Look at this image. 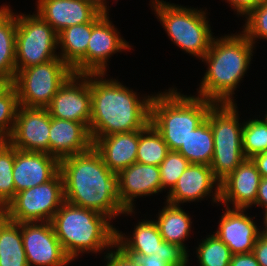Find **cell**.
Wrapping results in <instances>:
<instances>
[{
  "instance_id": "obj_1",
  "label": "cell",
  "mask_w": 267,
  "mask_h": 266,
  "mask_svg": "<svg viewBox=\"0 0 267 266\" xmlns=\"http://www.w3.org/2000/svg\"><path fill=\"white\" fill-rule=\"evenodd\" d=\"M63 178L64 199L77 207L92 209L115 219L126 211L118 198L117 174L105 165L100 153L92 146L88 151L59 161Z\"/></svg>"
},
{
  "instance_id": "obj_2",
  "label": "cell",
  "mask_w": 267,
  "mask_h": 266,
  "mask_svg": "<svg viewBox=\"0 0 267 266\" xmlns=\"http://www.w3.org/2000/svg\"><path fill=\"white\" fill-rule=\"evenodd\" d=\"M105 75L90 74L89 133L93 143L101 136L142 130L150 123L153 95L138 96L118 80L103 78Z\"/></svg>"
},
{
  "instance_id": "obj_3",
  "label": "cell",
  "mask_w": 267,
  "mask_h": 266,
  "mask_svg": "<svg viewBox=\"0 0 267 266\" xmlns=\"http://www.w3.org/2000/svg\"><path fill=\"white\" fill-rule=\"evenodd\" d=\"M255 46L241 32L213 38L201 59L208 65L197 96L215 104L235 103L234 91L249 69Z\"/></svg>"
},
{
  "instance_id": "obj_4",
  "label": "cell",
  "mask_w": 267,
  "mask_h": 266,
  "mask_svg": "<svg viewBox=\"0 0 267 266\" xmlns=\"http://www.w3.org/2000/svg\"><path fill=\"white\" fill-rule=\"evenodd\" d=\"M110 221L98 211L65 201L51 223L65 254L75 261L80 253H102L115 244L116 228Z\"/></svg>"
},
{
  "instance_id": "obj_5",
  "label": "cell",
  "mask_w": 267,
  "mask_h": 266,
  "mask_svg": "<svg viewBox=\"0 0 267 266\" xmlns=\"http://www.w3.org/2000/svg\"><path fill=\"white\" fill-rule=\"evenodd\" d=\"M215 103L199 96H187L171 87L153 94L150 123L162 135L169 151H177L191 131L202 124Z\"/></svg>"
},
{
  "instance_id": "obj_6",
  "label": "cell",
  "mask_w": 267,
  "mask_h": 266,
  "mask_svg": "<svg viewBox=\"0 0 267 266\" xmlns=\"http://www.w3.org/2000/svg\"><path fill=\"white\" fill-rule=\"evenodd\" d=\"M151 7L174 45L202 59L210 48L213 34L207 9H195L163 0H152Z\"/></svg>"
},
{
  "instance_id": "obj_7",
  "label": "cell",
  "mask_w": 267,
  "mask_h": 266,
  "mask_svg": "<svg viewBox=\"0 0 267 266\" xmlns=\"http://www.w3.org/2000/svg\"><path fill=\"white\" fill-rule=\"evenodd\" d=\"M237 104H214L206 119L212 128L214 154L210 167L221 182L245 159L242 148L243 124L239 122Z\"/></svg>"
},
{
  "instance_id": "obj_8",
  "label": "cell",
  "mask_w": 267,
  "mask_h": 266,
  "mask_svg": "<svg viewBox=\"0 0 267 266\" xmlns=\"http://www.w3.org/2000/svg\"><path fill=\"white\" fill-rule=\"evenodd\" d=\"M73 73L72 68L60 57L17 71L12 85L17 91L19 104L47 108Z\"/></svg>"
},
{
  "instance_id": "obj_9",
  "label": "cell",
  "mask_w": 267,
  "mask_h": 266,
  "mask_svg": "<svg viewBox=\"0 0 267 266\" xmlns=\"http://www.w3.org/2000/svg\"><path fill=\"white\" fill-rule=\"evenodd\" d=\"M16 16V72L59 57L58 33L37 12Z\"/></svg>"
},
{
  "instance_id": "obj_10",
  "label": "cell",
  "mask_w": 267,
  "mask_h": 266,
  "mask_svg": "<svg viewBox=\"0 0 267 266\" xmlns=\"http://www.w3.org/2000/svg\"><path fill=\"white\" fill-rule=\"evenodd\" d=\"M64 202L63 178L58 172L48 182L16 193L2 212L17 223L51 222Z\"/></svg>"
},
{
  "instance_id": "obj_11",
  "label": "cell",
  "mask_w": 267,
  "mask_h": 266,
  "mask_svg": "<svg viewBox=\"0 0 267 266\" xmlns=\"http://www.w3.org/2000/svg\"><path fill=\"white\" fill-rule=\"evenodd\" d=\"M47 109L53 118L83 123L89 129L90 74L73 73L59 88Z\"/></svg>"
},
{
  "instance_id": "obj_12",
  "label": "cell",
  "mask_w": 267,
  "mask_h": 266,
  "mask_svg": "<svg viewBox=\"0 0 267 266\" xmlns=\"http://www.w3.org/2000/svg\"><path fill=\"white\" fill-rule=\"evenodd\" d=\"M21 235L29 266H67L72 262L51 222L21 223Z\"/></svg>"
},
{
  "instance_id": "obj_13",
  "label": "cell",
  "mask_w": 267,
  "mask_h": 266,
  "mask_svg": "<svg viewBox=\"0 0 267 266\" xmlns=\"http://www.w3.org/2000/svg\"><path fill=\"white\" fill-rule=\"evenodd\" d=\"M126 50H131L129 42L121 37L109 14L100 12L92 20V33L86 51V74H106L111 55Z\"/></svg>"
},
{
  "instance_id": "obj_14",
  "label": "cell",
  "mask_w": 267,
  "mask_h": 266,
  "mask_svg": "<svg viewBox=\"0 0 267 266\" xmlns=\"http://www.w3.org/2000/svg\"><path fill=\"white\" fill-rule=\"evenodd\" d=\"M50 113L47 108L19 106L9 142L18 150L49 154Z\"/></svg>"
},
{
  "instance_id": "obj_15",
  "label": "cell",
  "mask_w": 267,
  "mask_h": 266,
  "mask_svg": "<svg viewBox=\"0 0 267 266\" xmlns=\"http://www.w3.org/2000/svg\"><path fill=\"white\" fill-rule=\"evenodd\" d=\"M167 193L166 202L174 205L196 202L203 200L206 196L207 198L211 196L212 202L218 205L220 203V181L214 176L210 166L189 164L179 177L177 184Z\"/></svg>"
},
{
  "instance_id": "obj_16",
  "label": "cell",
  "mask_w": 267,
  "mask_h": 266,
  "mask_svg": "<svg viewBox=\"0 0 267 266\" xmlns=\"http://www.w3.org/2000/svg\"><path fill=\"white\" fill-rule=\"evenodd\" d=\"M162 190L159 166L135 162L117 174L118 198L126 211L135 210V198Z\"/></svg>"
},
{
  "instance_id": "obj_17",
  "label": "cell",
  "mask_w": 267,
  "mask_h": 266,
  "mask_svg": "<svg viewBox=\"0 0 267 266\" xmlns=\"http://www.w3.org/2000/svg\"><path fill=\"white\" fill-rule=\"evenodd\" d=\"M261 178L254 162L246 158L220 182V203L228 208H251L256 202Z\"/></svg>"
},
{
  "instance_id": "obj_18",
  "label": "cell",
  "mask_w": 267,
  "mask_h": 266,
  "mask_svg": "<svg viewBox=\"0 0 267 266\" xmlns=\"http://www.w3.org/2000/svg\"><path fill=\"white\" fill-rule=\"evenodd\" d=\"M246 210L226 207L217 230L213 232L229 247L233 255L253 252L255 242L261 235L254 217L248 216Z\"/></svg>"
},
{
  "instance_id": "obj_19",
  "label": "cell",
  "mask_w": 267,
  "mask_h": 266,
  "mask_svg": "<svg viewBox=\"0 0 267 266\" xmlns=\"http://www.w3.org/2000/svg\"><path fill=\"white\" fill-rule=\"evenodd\" d=\"M59 172V160L45 152L21 151L15 148L13 180L16 193L51 180Z\"/></svg>"
},
{
  "instance_id": "obj_20",
  "label": "cell",
  "mask_w": 267,
  "mask_h": 266,
  "mask_svg": "<svg viewBox=\"0 0 267 266\" xmlns=\"http://www.w3.org/2000/svg\"><path fill=\"white\" fill-rule=\"evenodd\" d=\"M37 13L59 34L68 27L89 23L101 11L86 0H38Z\"/></svg>"
},
{
  "instance_id": "obj_21",
  "label": "cell",
  "mask_w": 267,
  "mask_h": 266,
  "mask_svg": "<svg viewBox=\"0 0 267 266\" xmlns=\"http://www.w3.org/2000/svg\"><path fill=\"white\" fill-rule=\"evenodd\" d=\"M93 146L89 129L79 122L50 116L49 155L59 161L88 151Z\"/></svg>"
},
{
  "instance_id": "obj_22",
  "label": "cell",
  "mask_w": 267,
  "mask_h": 266,
  "mask_svg": "<svg viewBox=\"0 0 267 266\" xmlns=\"http://www.w3.org/2000/svg\"><path fill=\"white\" fill-rule=\"evenodd\" d=\"M140 131L101 136L93 143V147L113 173L118 174L136 162Z\"/></svg>"
},
{
  "instance_id": "obj_23",
  "label": "cell",
  "mask_w": 267,
  "mask_h": 266,
  "mask_svg": "<svg viewBox=\"0 0 267 266\" xmlns=\"http://www.w3.org/2000/svg\"><path fill=\"white\" fill-rule=\"evenodd\" d=\"M92 33V21L63 29L58 34L59 57L76 74H86V51Z\"/></svg>"
},
{
  "instance_id": "obj_24",
  "label": "cell",
  "mask_w": 267,
  "mask_h": 266,
  "mask_svg": "<svg viewBox=\"0 0 267 266\" xmlns=\"http://www.w3.org/2000/svg\"><path fill=\"white\" fill-rule=\"evenodd\" d=\"M163 241L158 227L153 220L138 221L134 226L133 234L126 237L116 228L115 243L126 253L132 256L152 255L159 251L160 243Z\"/></svg>"
},
{
  "instance_id": "obj_25",
  "label": "cell",
  "mask_w": 267,
  "mask_h": 266,
  "mask_svg": "<svg viewBox=\"0 0 267 266\" xmlns=\"http://www.w3.org/2000/svg\"><path fill=\"white\" fill-rule=\"evenodd\" d=\"M162 211L158 212L157 220H154L163 240L181 246L187 252L185 240L188 239L191 232V217L180 205H174L168 202ZM182 208V209H181Z\"/></svg>"
},
{
  "instance_id": "obj_26",
  "label": "cell",
  "mask_w": 267,
  "mask_h": 266,
  "mask_svg": "<svg viewBox=\"0 0 267 266\" xmlns=\"http://www.w3.org/2000/svg\"><path fill=\"white\" fill-rule=\"evenodd\" d=\"M10 5L0 9V75L11 82L16 74L15 43L17 16Z\"/></svg>"
},
{
  "instance_id": "obj_27",
  "label": "cell",
  "mask_w": 267,
  "mask_h": 266,
  "mask_svg": "<svg viewBox=\"0 0 267 266\" xmlns=\"http://www.w3.org/2000/svg\"><path fill=\"white\" fill-rule=\"evenodd\" d=\"M0 266H29L23 247L21 223L0 211Z\"/></svg>"
},
{
  "instance_id": "obj_28",
  "label": "cell",
  "mask_w": 267,
  "mask_h": 266,
  "mask_svg": "<svg viewBox=\"0 0 267 266\" xmlns=\"http://www.w3.org/2000/svg\"><path fill=\"white\" fill-rule=\"evenodd\" d=\"M190 164H204L210 166L214 154L212 128L206 119L186 139L177 150Z\"/></svg>"
},
{
  "instance_id": "obj_29",
  "label": "cell",
  "mask_w": 267,
  "mask_h": 266,
  "mask_svg": "<svg viewBox=\"0 0 267 266\" xmlns=\"http://www.w3.org/2000/svg\"><path fill=\"white\" fill-rule=\"evenodd\" d=\"M168 152L162 135L151 123L139 132L136 162L159 166Z\"/></svg>"
},
{
  "instance_id": "obj_30",
  "label": "cell",
  "mask_w": 267,
  "mask_h": 266,
  "mask_svg": "<svg viewBox=\"0 0 267 266\" xmlns=\"http://www.w3.org/2000/svg\"><path fill=\"white\" fill-rule=\"evenodd\" d=\"M15 147L9 141L0 142V211L15 197L13 166Z\"/></svg>"
},
{
  "instance_id": "obj_31",
  "label": "cell",
  "mask_w": 267,
  "mask_h": 266,
  "mask_svg": "<svg viewBox=\"0 0 267 266\" xmlns=\"http://www.w3.org/2000/svg\"><path fill=\"white\" fill-rule=\"evenodd\" d=\"M242 148L246 158L267 151V116L255 118L243 124Z\"/></svg>"
},
{
  "instance_id": "obj_32",
  "label": "cell",
  "mask_w": 267,
  "mask_h": 266,
  "mask_svg": "<svg viewBox=\"0 0 267 266\" xmlns=\"http://www.w3.org/2000/svg\"><path fill=\"white\" fill-rule=\"evenodd\" d=\"M195 249L200 266H230L233 254L215 234L208 235Z\"/></svg>"
},
{
  "instance_id": "obj_33",
  "label": "cell",
  "mask_w": 267,
  "mask_h": 266,
  "mask_svg": "<svg viewBox=\"0 0 267 266\" xmlns=\"http://www.w3.org/2000/svg\"><path fill=\"white\" fill-rule=\"evenodd\" d=\"M19 106L17 91L11 85L0 95V142L9 140L15 126Z\"/></svg>"
},
{
  "instance_id": "obj_34",
  "label": "cell",
  "mask_w": 267,
  "mask_h": 266,
  "mask_svg": "<svg viewBox=\"0 0 267 266\" xmlns=\"http://www.w3.org/2000/svg\"><path fill=\"white\" fill-rule=\"evenodd\" d=\"M189 164V161L179 152L169 151L159 165L162 189L168 187L170 190L167 191H171Z\"/></svg>"
},
{
  "instance_id": "obj_35",
  "label": "cell",
  "mask_w": 267,
  "mask_h": 266,
  "mask_svg": "<svg viewBox=\"0 0 267 266\" xmlns=\"http://www.w3.org/2000/svg\"><path fill=\"white\" fill-rule=\"evenodd\" d=\"M245 24L241 31L255 46L256 40L267 39V0H263L256 8L245 16ZM247 21V22H246Z\"/></svg>"
},
{
  "instance_id": "obj_36",
  "label": "cell",
  "mask_w": 267,
  "mask_h": 266,
  "mask_svg": "<svg viewBox=\"0 0 267 266\" xmlns=\"http://www.w3.org/2000/svg\"><path fill=\"white\" fill-rule=\"evenodd\" d=\"M157 255L163 257V260L172 266H187L189 253L181 246L162 241Z\"/></svg>"
},
{
  "instance_id": "obj_37",
  "label": "cell",
  "mask_w": 267,
  "mask_h": 266,
  "mask_svg": "<svg viewBox=\"0 0 267 266\" xmlns=\"http://www.w3.org/2000/svg\"><path fill=\"white\" fill-rule=\"evenodd\" d=\"M111 248V250L108 249L106 251L107 253L104 252V254H106L104 255L106 266H140V263L136 257L126 253L116 243Z\"/></svg>"
},
{
  "instance_id": "obj_38",
  "label": "cell",
  "mask_w": 267,
  "mask_h": 266,
  "mask_svg": "<svg viewBox=\"0 0 267 266\" xmlns=\"http://www.w3.org/2000/svg\"><path fill=\"white\" fill-rule=\"evenodd\" d=\"M237 12L245 17L252 9L256 8L263 0H225Z\"/></svg>"
},
{
  "instance_id": "obj_39",
  "label": "cell",
  "mask_w": 267,
  "mask_h": 266,
  "mask_svg": "<svg viewBox=\"0 0 267 266\" xmlns=\"http://www.w3.org/2000/svg\"><path fill=\"white\" fill-rule=\"evenodd\" d=\"M253 253L260 266H267V237L262 234L255 242Z\"/></svg>"
},
{
  "instance_id": "obj_40",
  "label": "cell",
  "mask_w": 267,
  "mask_h": 266,
  "mask_svg": "<svg viewBox=\"0 0 267 266\" xmlns=\"http://www.w3.org/2000/svg\"><path fill=\"white\" fill-rule=\"evenodd\" d=\"M230 266H260L253 252L232 255Z\"/></svg>"
},
{
  "instance_id": "obj_41",
  "label": "cell",
  "mask_w": 267,
  "mask_h": 266,
  "mask_svg": "<svg viewBox=\"0 0 267 266\" xmlns=\"http://www.w3.org/2000/svg\"><path fill=\"white\" fill-rule=\"evenodd\" d=\"M140 263V266H172L165 262L163 257L157 255V253L146 256H134Z\"/></svg>"
},
{
  "instance_id": "obj_42",
  "label": "cell",
  "mask_w": 267,
  "mask_h": 266,
  "mask_svg": "<svg viewBox=\"0 0 267 266\" xmlns=\"http://www.w3.org/2000/svg\"><path fill=\"white\" fill-rule=\"evenodd\" d=\"M255 205L264 208L265 212L267 211V177L261 178Z\"/></svg>"
},
{
  "instance_id": "obj_43",
  "label": "cell",
  "mask_w": 267,
  "mask_h": 266,
  "mask_svg": "<svg viewBox=\"0 0 267 266\" xmlns=\"http://www.w3.org/2000/svg\"><path fill=\"white\" fill-rule=\"evenodd\" d=\"M251 160L256 165L261 177H267V151L254 155Z\"/></svg>"
},
{
  "instance_id": "obj_44",
  "label": "cell",
  "mask_w": 267,
  "mask_h": 266,
  "mask_svg": "<svg viewBox=\"0 0 267 266\" xmlns=\"http://www.w3.org/2000/svg\"><path fill=\"white\" fill-rule=\"evenodd\" d=\"M11 85L12 82L7 77L0 75V95H2Z\"/></svg>"
},
{
  "instance_id": "obj_45",
  "label": "cell",
  "mask_w": 267,
  "mask_h": 266,
  "mask_svg": "<svg viewBox=\"0 0 267 266\" xmlns=\"http://www.w3.org/2000/svg\"><path fill=\"white\" fill-rule=\"evenodd\" d=\"M95 5L101 12H104V0H86Z\"/></svg>"
},
{
  "instance_id": "obj_46",
  "label": "cell",
  "mask_w": 267,
  "mask_h": 266,
  "mask_svg": "<svg viewBox=\"0 0 267 266\" xmlns=\"http://www.w3.org/2000/svg\"><path fill=\"white\" fill-rule=\"evenodd\" d=\"M263 213H264V215H263L264 216L263 217L264 228H263V230H261V234L263 236L267 237V211L266 212L263 211Z\"/></svg>"
},
{
  "instance_id": "obj_47",
  "label": "cell",
  "mask_w": 267,
  "mask_h": 266,
  "mask_svg": "<svg viewBox=\"0 0 267 266\" xmlns=\"http://www.w3.org/2000/svg\"><path fill=\"white\" fill-rule=\"evenodd\" d=\"M107 1L104 0V13H109L108 11L110 10L108 7H107Z\"/></svg>"
}]
</instances>
